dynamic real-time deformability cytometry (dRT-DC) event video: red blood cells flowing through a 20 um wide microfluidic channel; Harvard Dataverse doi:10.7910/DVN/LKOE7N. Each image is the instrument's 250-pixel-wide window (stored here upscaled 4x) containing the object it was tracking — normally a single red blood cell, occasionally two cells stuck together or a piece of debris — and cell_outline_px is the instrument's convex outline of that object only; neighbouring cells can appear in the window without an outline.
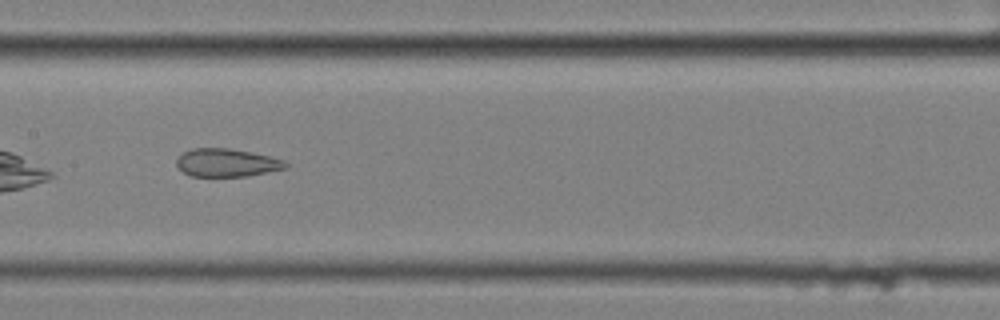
{"species": "common noctule bat (a hibernating species)", "species_latin": "Nyctalus noctula", "temperature_condition": "cold", "stored_images_in_passage": 5, "camera_frame_rate_fps": 3000, "um_per_image_px": 0.085, "animal": {"sex": "female", "body_mass_g": 25.1}, "frame": {"image": 1, "passage_image": 5, "time_ms": 1.333, "image_size_px": [1000, 320], "cell_outline_px": [[288, 168], [248, 176], [192, 176], [184, 172], [176, 164], [176, 160], [184, 152], [192, 148], [228, 148], [268, 156], [284, 160], [288, 164]], "centroid_in_image_um": [19.29, 13.83], "position_along_channel_um": 188.1, "area_um2": 17.63}}